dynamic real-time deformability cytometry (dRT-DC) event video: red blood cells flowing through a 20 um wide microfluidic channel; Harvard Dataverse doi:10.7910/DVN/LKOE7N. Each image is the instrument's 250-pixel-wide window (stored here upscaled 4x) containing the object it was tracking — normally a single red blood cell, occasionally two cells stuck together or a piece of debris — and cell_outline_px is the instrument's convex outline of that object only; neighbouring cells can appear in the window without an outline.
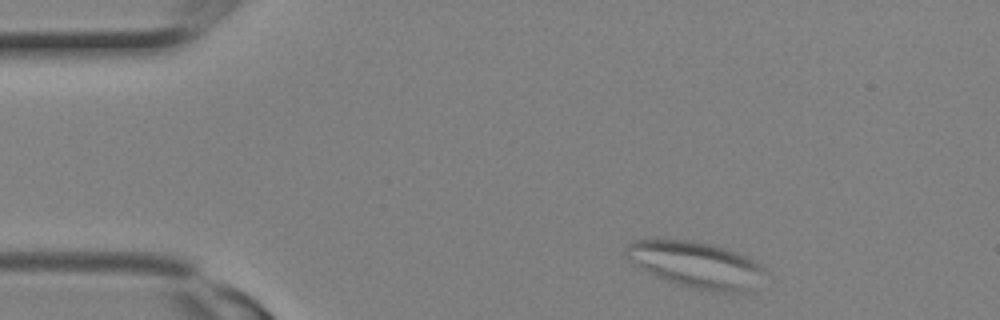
{"species": "Egyptian fruit bat (a non-hibernating species)", "species_latin": "Rousettus aegyptiacus", "temperature_condition": "room temperature", "stored_images_in_passage": 10, "camera_frame_rate_fps": 3000, "um_per_image_px": 0.085, "animal": {"sex": "female"}, "frame": {"image": 1, "passage_image": 1, "time_ms": 0.0, "image_size_px": [1000, 320], "cell_outline_px": [[764, 272], [744, 292], [720, 292], [688, 288], [676, 284], [656, 276], [640, 268], [624, 252], [624, 248], [628, 244], [636, 240], [656, 236], [692, 240], [724, 248], [736, 252], [764, 264]], "centroid_in_image_um": [59.07, 22.44], "position_along_channel_um": 25.9, "area_um2": 37.51}}
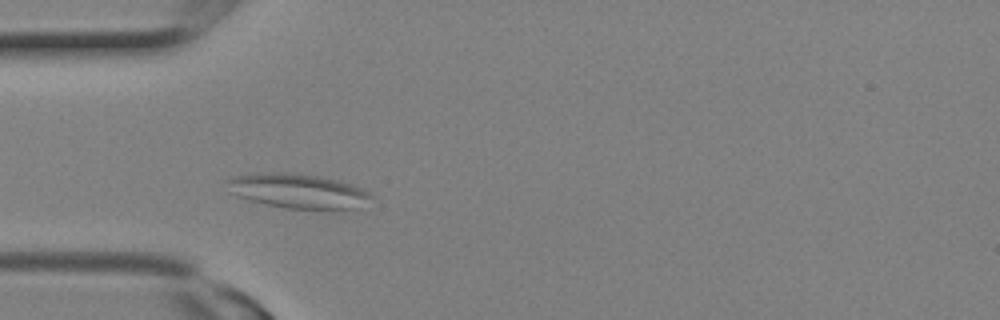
{"frame": {"image": 2, "passage_image": 5, "time_ms": 1.333, "image_size_px": [1000, 320], "cell_outline_px": [[372, 196], [360, 208], [332, 212], [328, 212], [284, 208], [264, 204], [228, 192], [224, 180], [236, 176], [276, 172], [296, 172], [320, 176], [340, 180], [352, 184], [368, 192]], "centroid_in_image_um": [25.39, 16.27], "position_along_channel_um": 59.6, "area_um2": 29.94}}
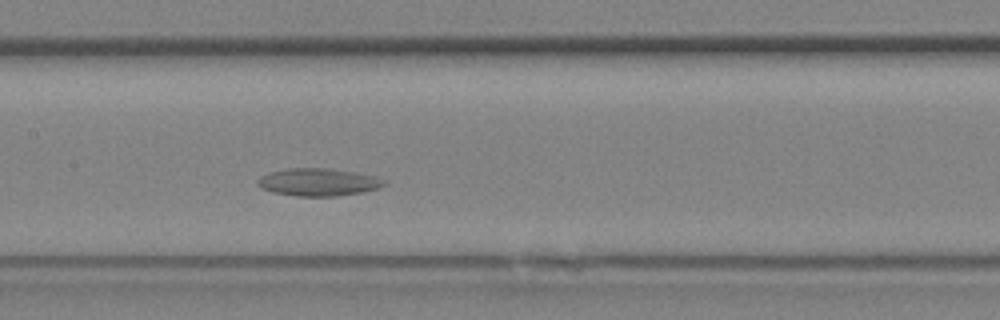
{"frame": {"image": 3, "passage_image": 10, "time_ms": 3.0, "image_size_px": [1000, 320], "cell_outline_px": [[388, 184], [380, 188], [364, 192], [336, 196], [296, 196], [272, 192], [260, 188], [256, 184], [256, 180], [260, 176], [268, 172], [288, 168], [328, 168], [376, 176], [388, 180]], "centroid_in_image_um": [27.06, 15.48], "position_along_channel_um": 180.3, "area_um2": 20.69}}